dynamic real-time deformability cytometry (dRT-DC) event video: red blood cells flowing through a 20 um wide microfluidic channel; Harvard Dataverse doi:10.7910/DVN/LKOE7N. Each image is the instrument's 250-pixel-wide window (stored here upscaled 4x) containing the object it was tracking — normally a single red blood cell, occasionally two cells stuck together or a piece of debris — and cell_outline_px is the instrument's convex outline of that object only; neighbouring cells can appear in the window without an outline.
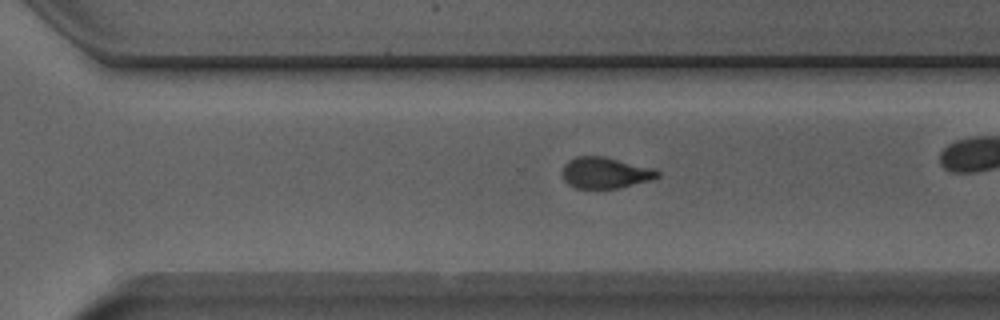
{"species": "Egyptian fruit bat (a non-hibernating species)", "species_latin": "Rousettus aegyptiacus", "temperature_condition": "room temperature", "stored_images_in_passage": 37, "camera_frame_rate_fps": 3000, "um_per_image_px": 0.085, "animal": {"sex": "male"}, "frame": {"image": 1, "passage_image": 32, "time_ms": 10.333, "image_size_px": [1000, 320], "cell_outline_px": [[660, 176], [652, 180], [620, 188], [576, 188], [568, 184], [564, 180], [564, 164], [568, 160], [576, 156], [604, 156], [652, 168], [660, 172]], "centroid_in_image_um": [51.46, 14.69], "position_along_channel_um": 319.1, "area_um2": 17.22}}